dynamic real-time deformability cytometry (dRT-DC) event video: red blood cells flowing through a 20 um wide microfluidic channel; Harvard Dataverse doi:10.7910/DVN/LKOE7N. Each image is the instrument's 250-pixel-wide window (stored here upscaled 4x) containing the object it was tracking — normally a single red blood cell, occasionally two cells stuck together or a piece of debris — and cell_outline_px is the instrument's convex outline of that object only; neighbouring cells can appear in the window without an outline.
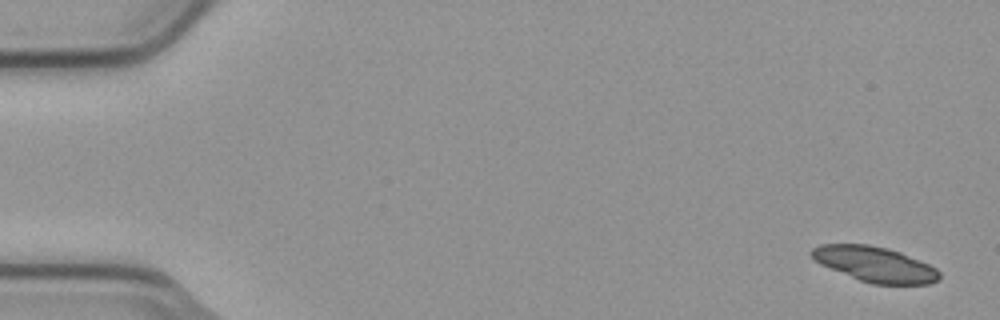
{"species": "common noctule bat (a hibernating species)", "species_latin": "Nyctalus noctula", "temperature_condition": "cold", "stored_images_in_passage": 7, "camera_frame_rate_fps": 3000, "um_per_image_px": 0.085, "animal": {"sex": "male", "body_mass_g": 23.1, "forearm_length_mm": 52.7}, "frame": {"image": 1, "passage_image": 1, "time_ms": 0.0, "image_size_px": [1000, 320], "cell_outline_px": [[940, 280], [928, 284], [872, 284], [860, 280], [820, 264], [808, 252], [812, 248], [820, 244], [868, 244], [888, 248], [900, 252], [920, 260], [936, 268], [940, 272]], "centroid_in_image_um": [74.38, 22.45], "position_along_channel_um": 10.6, "area_um2": 26.18}}